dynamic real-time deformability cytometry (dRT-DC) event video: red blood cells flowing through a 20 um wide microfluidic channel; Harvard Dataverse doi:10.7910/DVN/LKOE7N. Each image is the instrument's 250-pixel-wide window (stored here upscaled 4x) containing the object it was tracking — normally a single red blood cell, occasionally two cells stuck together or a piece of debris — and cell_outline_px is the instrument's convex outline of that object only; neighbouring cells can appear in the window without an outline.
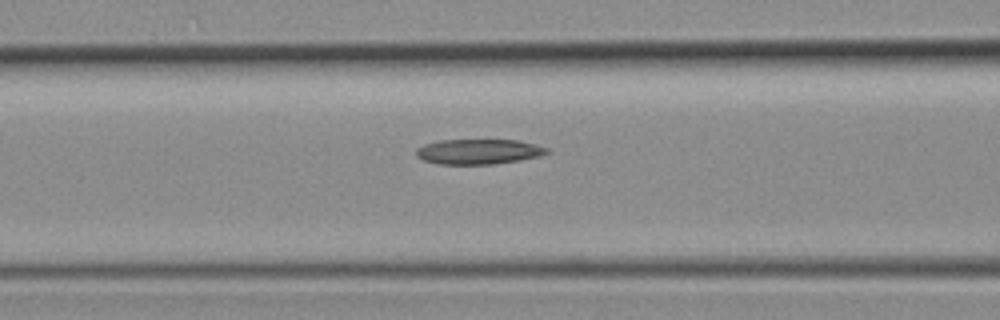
{"species": "common noctule bat (a hibernating species)", "species_latin": "Nyctalus noctula", "temperature_condition": "room temperature", "stored_images_in_passage": 4, "camera_frame_rate_fps": 3000, "um_per_image_px": 0.085, "animal": {"sex": "female", "body_mass_g": 19.3, "forearm_length_mm": 54.1}, "frame": {"image": 1, "passage_image": 4, "time_ms": 1.0, "image_size_px": [1000, 320], "cell_outline_px": [[552, 152], [540, 156], [520, 160], [496, 164], [436, 164], [424, 160], [416, 156], [416, 148], [424, 144], [440, 140], [520, 140], [536, 144], [548, 148]], "centroid_in_image_um": [40.71, 12.89], "position_along_channel_um": 125.9, "area_um2": 19.36}}